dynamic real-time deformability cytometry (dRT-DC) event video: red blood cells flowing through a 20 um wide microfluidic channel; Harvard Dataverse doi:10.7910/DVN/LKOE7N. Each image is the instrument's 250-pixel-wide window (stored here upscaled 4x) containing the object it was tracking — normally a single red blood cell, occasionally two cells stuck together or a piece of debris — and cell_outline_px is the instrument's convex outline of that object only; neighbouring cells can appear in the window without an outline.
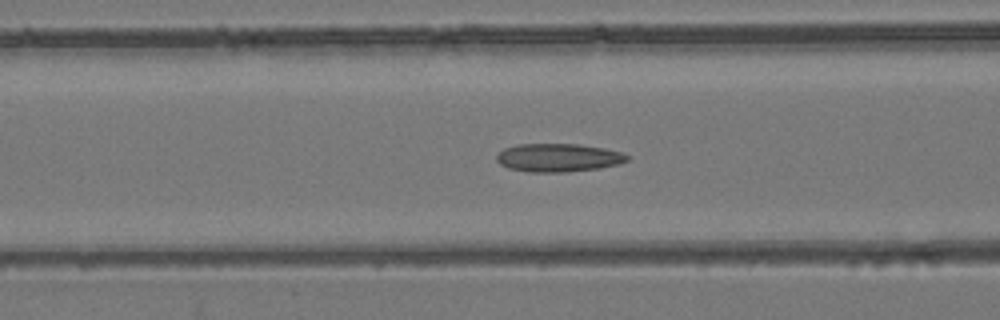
{"species": "common noctule bat (a hibernating species)", "species_latin": "Nyctalus noctula", "temperature_condition": "room temperature", "stored_images_in_passage": 55, "camera_frame_rate_fps": 3000, "um_per_image_px": 0.085, "animal": {"sex": "female", "body_mass_g": 24.6, "forearm_length_mm": 56.2}, "frame": {"image": 1, "passage_image": 22, "time_ms": 7.0, "image_size_px": [1000, 320], "cell_outline_px": [[632, 156], [628, 160], [620, 164], [600, 168], [568, 172], [528, 172], [508, 168], [500, 164], [496, 160], [496, 156], [504, 148], [516, 144], [580, 144], [604, 148], [624, 152]], "centroid_in_image_um": [47.5, 13.4], "position_along_channel_um": 119.1, "area_um2": 21.85}}
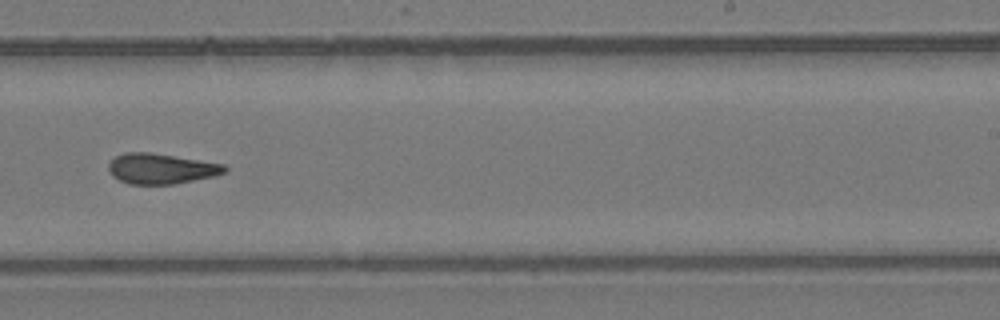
{"frame": {"image": 2, "passage_image": 34, "time_ms": 11.0, "image_size_px": [1000, 320], "cell_outline_px": [[228, 168], [224, 172], [212, 176], [176, 184], [128, 184], [112, 176], [108, 168], [108, 164], [116, 156], [124, 152], [152, 152], [224, 164]], "centroid_in_image_um": [13.67, 14.33], "position_along_channel_um": 275.3, "area_um2": 20.52}}
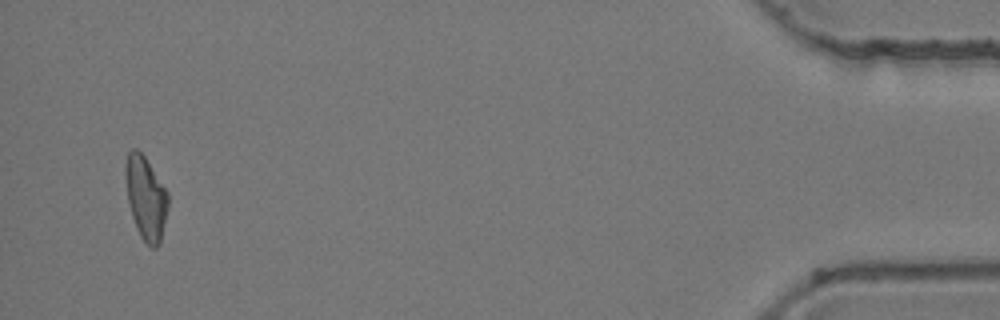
{"frame": {"image": 3, "passage_image": 52, "time_ms": 17.0, "image_size_px": [1000, 320], "cell_outline_px": [[168, 208], [160, 244], [156, 248], [152, 248], [140, 236], [136, 228], [132, 216], [128, 200], [124, 176], [124, 164], [128, 152], [132, 148], [136, 148], [144, 156], [168, 192]], "centroid_in_image_um": [12.38, 16.81], "position_along_channel_um": 422.8, "area_um2": 20.75}, "authors_computed_cell_mechanics": {"area_um2": 20.808, "velocity_mm_per_s": 3.9042, "shape_relaxation_time_tau1_ms": null, "shape_relaxation_time_tau2_ms": 3.3096, "deformation_change_tau1": null, "deformation_change_tau2": 0.1069}}